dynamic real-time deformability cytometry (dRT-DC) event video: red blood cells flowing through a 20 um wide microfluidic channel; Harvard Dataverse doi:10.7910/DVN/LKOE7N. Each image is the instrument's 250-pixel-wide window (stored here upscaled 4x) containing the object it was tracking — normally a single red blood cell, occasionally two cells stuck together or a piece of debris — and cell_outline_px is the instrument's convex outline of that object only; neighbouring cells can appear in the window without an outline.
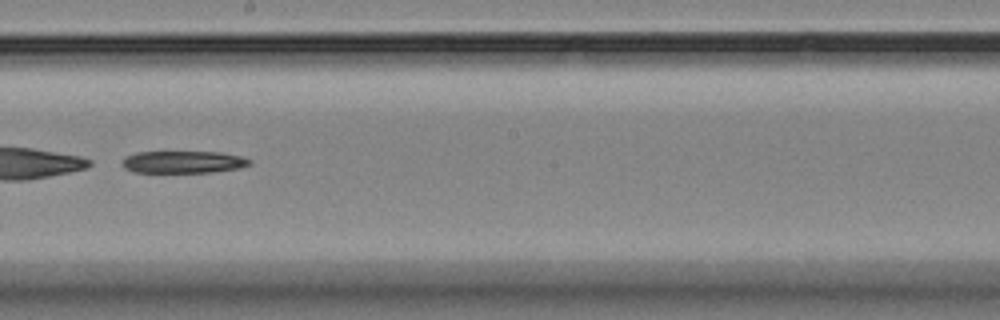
{"species": "Egyptian fruit bat (a non-hibernating species)", "species_latin": "Rousettus aegyptiacus", "temperature_condition": "room temperature", "stored_images_in_passage": 9, "camera_frame_rate_fps": 3000, "um_per_image_px": 0.085, "animal": {"sex": "female"}, "frame": {"image": 1, "passage_image": 8, "time_ms": 8.0, "image_size_px": [1000, 320], "cell_outline_px": [[252, 164], [240, 168], [212, 172], [132, 172], [124, 168], [120, 164], [124, 156], [136, 152], [220, 152], [240, 156], [252, 160]], "centroid_in_image_um": [15.54, 13.77], "position_along_channel_um": 232.7, "area_um2": 16.65}}